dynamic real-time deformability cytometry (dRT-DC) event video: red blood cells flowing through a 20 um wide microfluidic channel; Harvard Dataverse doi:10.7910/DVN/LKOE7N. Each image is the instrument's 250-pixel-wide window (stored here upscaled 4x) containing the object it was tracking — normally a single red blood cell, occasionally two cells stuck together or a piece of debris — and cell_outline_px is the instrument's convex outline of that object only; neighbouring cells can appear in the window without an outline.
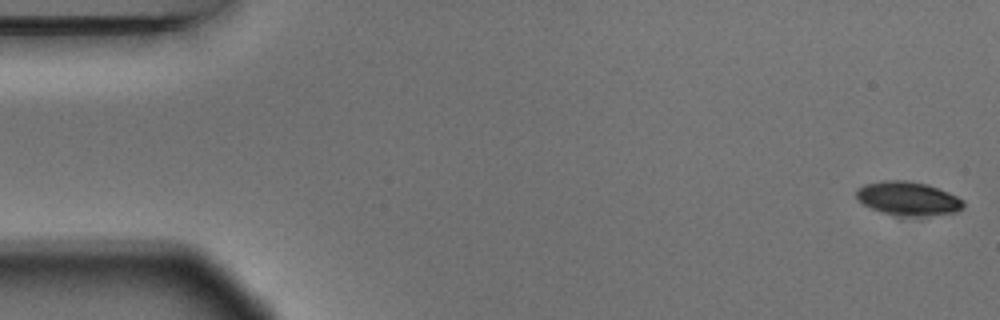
{"species": "Egyptian fruit bat (a non-hibernating species)", "species_latin": "Rousettus aegyptiacus", "temperature_condition": "warm", "stored_images_in_passage": 7, "segment_of_instrument_passage": [1, 2], "camera_frame_rate_fps": 3000, "um_per_image_px": 0.085, "animal": {"sex": "male"}, "frame": {"image": 1, "passage_image": 1, "time_ms": 0.0, "image_size_px": [1000, 320], "cell_outline_px": [[964, 208], [956, 212], [916, 216], [900, 216], [880, 212], [864, 204], [856, 196], [856, 192], [864, 184], [884, 180], [904, 180], [928, 184], [948, 192], [964, 200]], "centroid_in_image_um": [77.2, 16.87], "position_along_channel_um": 7.8, "area_um2": 20.92}}
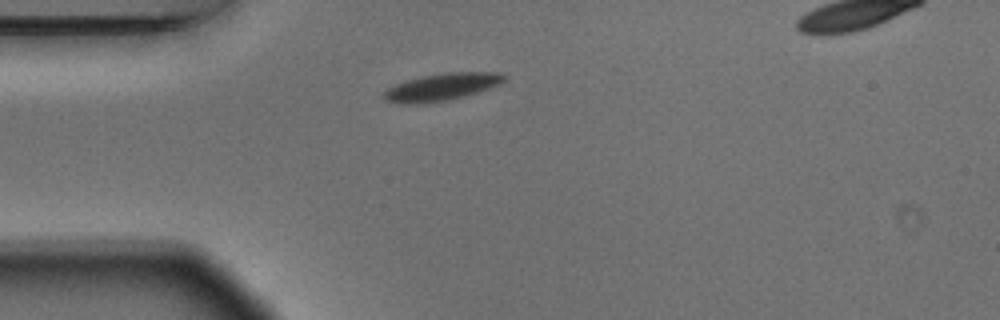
{"frame": {"image": 2, "passage_image": 6, "time_ms": 1.667, "image_size_px": [1000, 320], "cell_outline_px": [[508, 76], [500, 84], [464, 96], [448, 100], [424, 104], [404, 104], [388, 100], [380, 96], [388, 88], [396, 84], [408, 80], [424, 76], [444, 72], [504, 72]], "centroid_in_image_um": [37.57, 7.39], "position_along_channel_um": 47.4, "area_um2": 19.07}}